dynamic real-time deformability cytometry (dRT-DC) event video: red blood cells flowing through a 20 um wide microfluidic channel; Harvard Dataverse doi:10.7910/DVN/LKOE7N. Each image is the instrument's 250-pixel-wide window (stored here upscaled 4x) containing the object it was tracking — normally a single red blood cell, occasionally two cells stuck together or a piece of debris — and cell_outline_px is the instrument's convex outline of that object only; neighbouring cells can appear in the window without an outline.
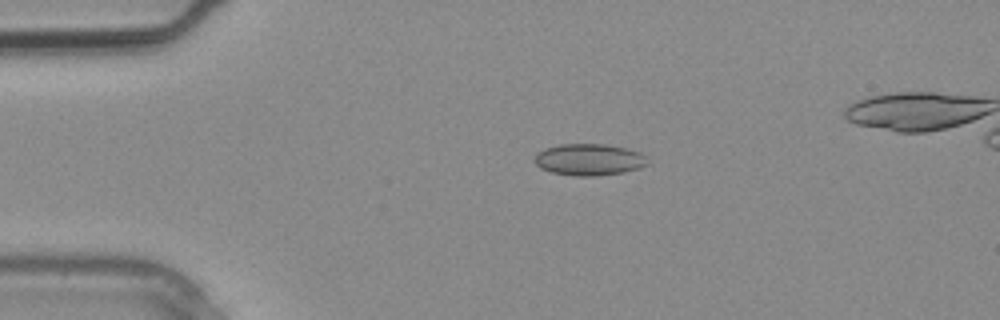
{"species": "common noctule bat (a hibernating species)", "species_latin": "Nyctalus noctula", "temperature_condition": "warm", "stored_images_in_passage": 2, "camera_frame_rate_fps": 3000, "um_per_image_px": 0.085, "animal": {"sex": "male", "body_mass_g": 20.4}, "frame": {"image": 1, "passage_image": 1, "time_ms": 0.0, "image_size_px": [1000, 320], "cell_outline_px": [[648, 164], [640, 168], [624, 172], [596, 176], [576, 176], [552, 172], [540, 168], [532, 160], [536, 152], [544, 148], [560, 144], [608, 144], [640, 152], [644, 156]], "centroid_in_image_um": [50.03, 13.56], "position_along_channel_um": 35.0, "area_um2": 20.98}}